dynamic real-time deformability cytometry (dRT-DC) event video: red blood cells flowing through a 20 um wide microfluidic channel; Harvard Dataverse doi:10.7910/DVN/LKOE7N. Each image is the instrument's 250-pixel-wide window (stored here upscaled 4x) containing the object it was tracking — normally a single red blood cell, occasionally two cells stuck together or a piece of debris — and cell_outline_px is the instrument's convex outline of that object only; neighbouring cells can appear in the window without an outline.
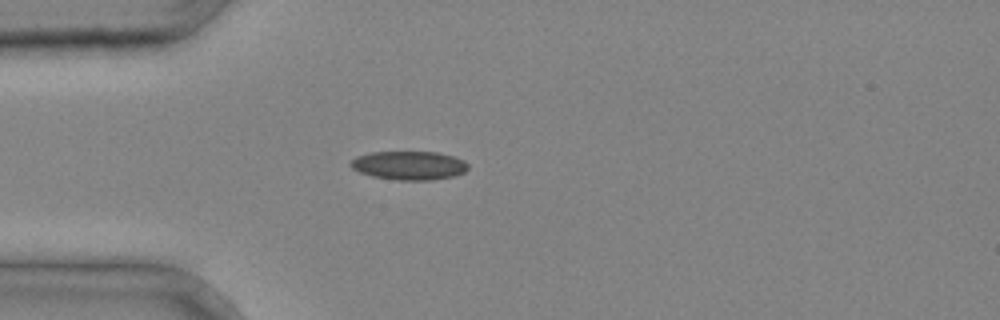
{"species": "common noctule bat (a hibernating species)", "species_latin": "Nyctalus noctula", "temperature_condition": "cold", "stored_images_in_passage": 29, "camera_frame_rate_fps": 3000, "um_per_image_px": 0.085, "animal": {"sex": "male", "body_mass_g": 20.4}, "frame": {"image": 1, "passage_image": 2, "time_ms": 0.333, "image_size_px": [1000, 320], "cell_outline_px": [[468, 168], [464, 172], [456, 176], [432, 180], [396, 180], [372, 176], [360, 172], [352, 168], [348, 164], [356, 156], [372, 152], [436, 152], [452, 156], [464, 160], [468, 164]], "centroid_in_image_um": [34.77, 14.07], "position_along_channel_um": 50.2, "area_um2": 19.71}}
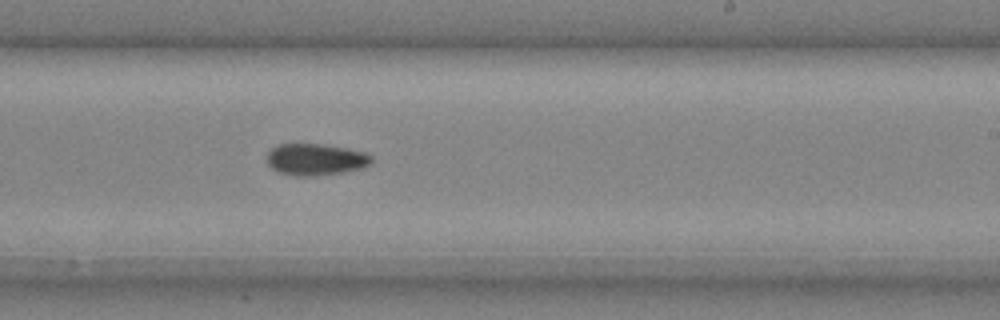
{"frame": {"image": 2, "passage_image": 15, "time_ms": 4.667, "image_size_px": [1000, 320], "cell_outline_px": [[372, 160], [364, 168], [344, 172], [316, 176], [296, 176], [280, 172], [272, 168], [268, 164], [268, 152], [276, 144], [324, 144], [364, 152], [372, 156]], "centroid_in_image_um": [26.83, 13.56], "position_along_channel_um": 262.2, "area_um2": 19.25}}
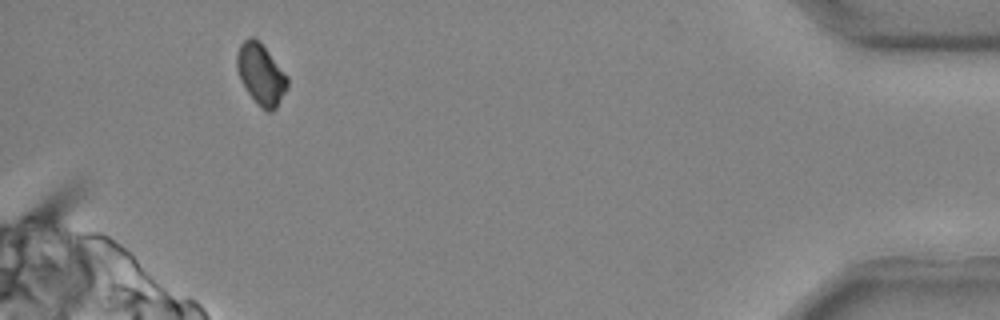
{"frame": {"image": 3, "passage_image": 27, "time_ms": 8.667, "image_size_px": [1000, 320], "cell_outline_px": [[288, 88], [276, 108], [272, 112], [268, 112], [248, 92], [240, 80], [236, 68], [236, 56], [240, 44], [248, 36], [252, 36], [268, 52], [288, 76]], "centroid_in_image_um": [22.18, 6.3], "position_along_channel_um": 413.0, "area_um2": 17.63}}